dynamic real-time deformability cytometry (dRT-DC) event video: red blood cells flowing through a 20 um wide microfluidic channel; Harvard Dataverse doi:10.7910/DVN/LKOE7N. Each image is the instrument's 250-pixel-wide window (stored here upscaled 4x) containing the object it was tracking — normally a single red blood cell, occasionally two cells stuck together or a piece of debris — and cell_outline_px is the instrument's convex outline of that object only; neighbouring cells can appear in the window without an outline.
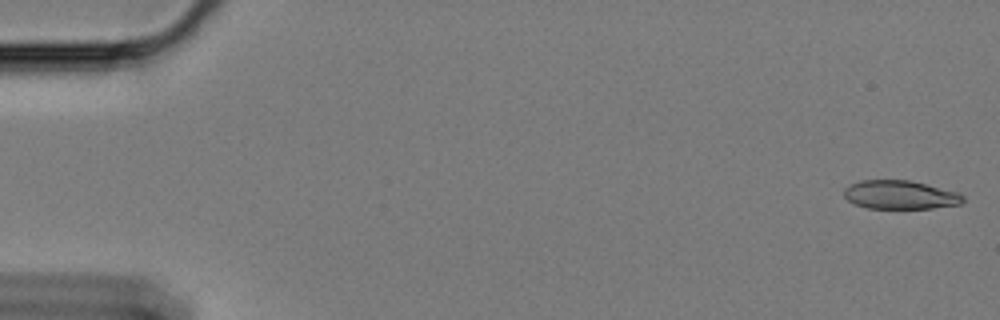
{"species": "Egyptian fruit bat (a non-hibernating species)", "species_latin": "Rousettus aegyptiacus", "temperature_condition": "cold", "stored_images_in_passage": 59, "camera_frame_rate_fps": 3000, "um_per_image_px": 0.085, "animal": {"sex": "female"}, "frame": {"image": 1, "passage_image": 1, "time_ms": 0.0, "image_size_px": [1000, 320], "cell_outline_px": [[964, 200], [960, 204], [932, 208], [868, 208], [856, 204], [848, 200], [844, 196], [844, 188], [848, 184], [860, 180], [908, 180], [956, 192], [964, 196]], "centroid_in_image_um": [76.46, 16.55], "position_along_channel_um": 8.5, "area_um2": 19.65}}
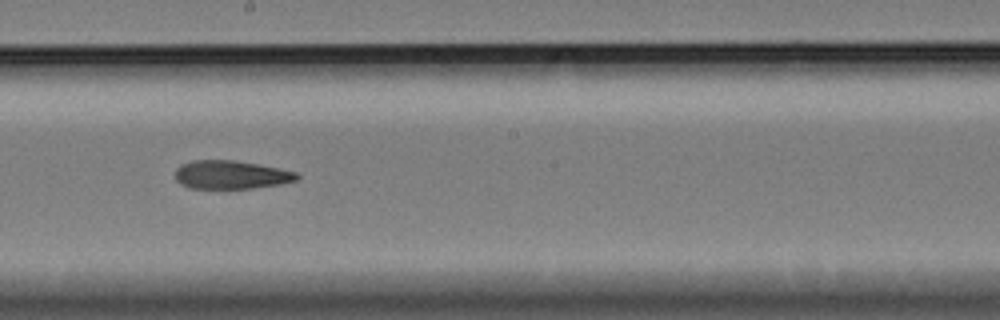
{"frame": {"image": 2, "passage_image": 33, "time_ms": 10.667, "image_size_px": [1000, 320], "cell_outline_px": [[300, 176], [296, 180], [280, 184], [252, 188], [188, 188], [180, 184], [176, 180], [176, 168], [180, 164], [192, 160], [232, 160], [256, 164], [296, 172]], "centroid_in_image_um": [19.58, 14.85], "position_along_channel_um": 228.6, "area_um2": 20.0}}
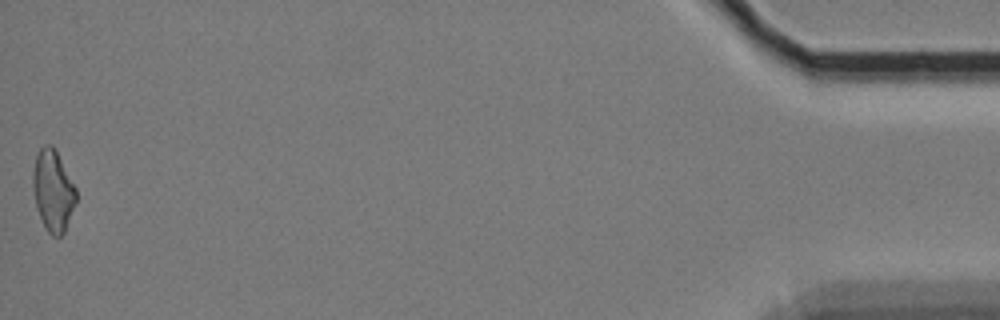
{"frame": {"image": 3, "passage_image": 59, "time_ms": 19.333, "image_size_px": [1000, 320], "cell_outline_px": [[76, 200], [64, 232], [60, 236], [52, 236], [48, 232], [36, 208], [32, 188], [32, 172], [36, 156], [40, 148], [44, 144], [52, 144], [76, 188]], "centroid_in_image_um": [4.48, 16.19], "position_along_channel_um": 430.7, "area_um2": 20.23}, "authors_computed_cell_mechanics": {"area_um2": 20.8658, "velocity_mm_per_s": 3.3763, "shape_relaxation_time_tau1_ms": null, "shape_relaxation_time_tau2_ms": 10.054, "deformation_change_tau1": null, "deformation_change_tau2": 0.2271}}